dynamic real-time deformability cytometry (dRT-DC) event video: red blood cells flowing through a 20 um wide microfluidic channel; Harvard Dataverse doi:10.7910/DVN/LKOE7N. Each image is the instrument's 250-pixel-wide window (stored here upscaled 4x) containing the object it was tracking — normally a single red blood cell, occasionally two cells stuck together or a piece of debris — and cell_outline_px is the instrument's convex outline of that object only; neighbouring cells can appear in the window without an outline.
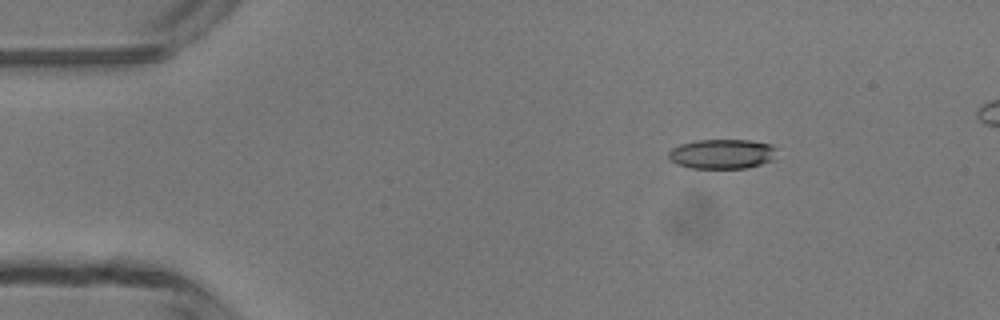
{"species": "common noctule bat (a hibernating species)", "species_latin": "Nyctalus noctula", "temperature_condition": "room temperature", "stored_images_in_passage": 42, "camera_frame_rate_fps": 3000, "um_per_image_px": 0.085, "animal": {"sex": "male", "body_mass_g": 13.3}, "frame": {"image": 1, "passage_image": 1, "time_ms": 0.0, "image_size_px": [1000, 320], "cell_outline_px": [[776, 160], [748, 168], [692, 168], [676, 164], [668, 156], [668, 152], [672, 148], [680, 144], [696, 140], [752, 140], [772, 144], [776, 148]], "centroid_in_image_um": [61.44, 13.08], "position_along_channel_um": 23.6, "area_um2": 19.02}}
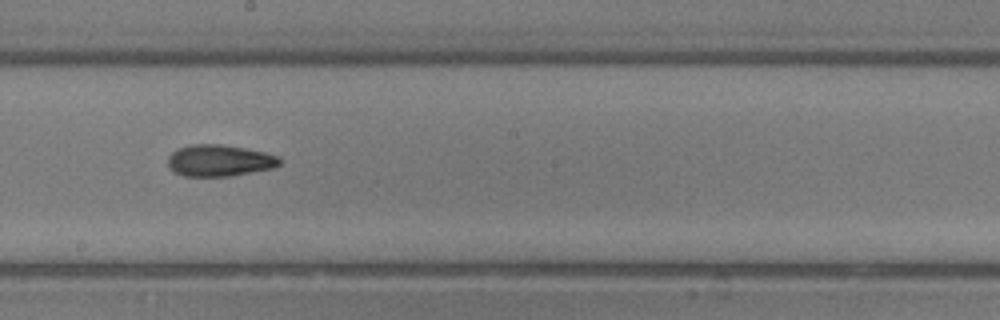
{"frame": {"image": 2, "passage_image": 21, "time_ms": 6.667, "image_size_px": [1000, 320], "cell_outline_px": [[280, 164], [272, 168], [228, 176], [184, 176], [172, 172], [168, 168], [168, 156], [176, 148], [188, 144], [220, 144], [244, 148], [264, 152], [280, 156]], "centroid_in_image_um": [18.59, 13.64], "position_along_channel_um": 229.6, "area_um2": 20.69}}
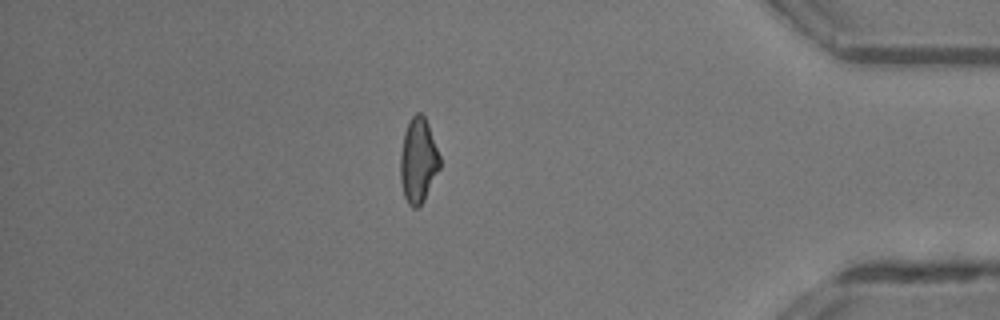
{"frame": {"image": 3, "passage_image": 36, "time_ms": 11.667, "image_size_px": [1000, 320], "cell_outline_px": [[440, 168], [424, 200], [416, 208], [412, 208], [408, 204], [404, 196], [400, 180], [400, 152], [404, 132], [412, 116], [416, 112], [420, 112], [424, 116], [428, 124], [440, 156]], "centroid_in_image_um": [35.54, 13.65], "position_along_channel_um": 399.7, "area_um2": 19.54}, "authors_computed_cell_mechanics": {"area_um2": 19.9121, "velocity_mm_per_s": 4.2041, "shape_relaxation_time_tau1_ms": 7.1411, "shape_relaxation_time_tau2_ms": 4.8145, "deformation_change_tau1": 0.1891, "deformation_change_tau2": 0.1452}}